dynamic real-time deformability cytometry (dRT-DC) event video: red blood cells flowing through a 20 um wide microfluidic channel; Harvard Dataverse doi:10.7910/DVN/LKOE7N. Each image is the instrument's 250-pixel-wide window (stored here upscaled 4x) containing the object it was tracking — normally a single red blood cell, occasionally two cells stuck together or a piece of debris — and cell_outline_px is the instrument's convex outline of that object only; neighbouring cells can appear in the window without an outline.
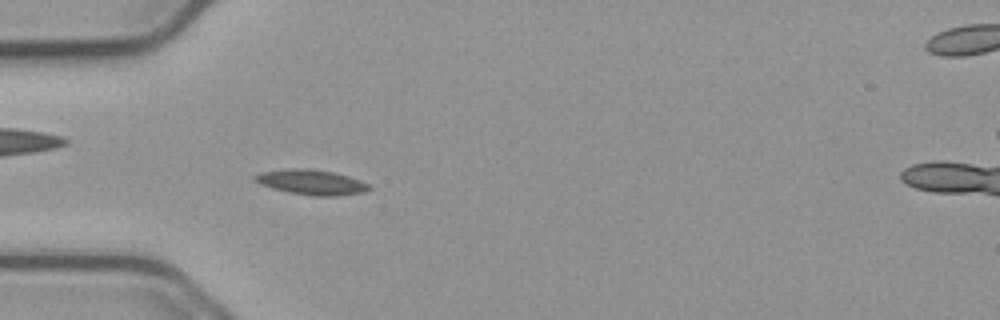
{"species": "common noctule bat (a hibernating species)", "species_latin": "Nyctalus noctula", "temperature_condition": "cold", "stored_images_in_passage": 55, "camera_frame_rate_fps": 3000, "um_per_image_px": 0.085, "animal": {"sex": "male", "body_mass_g": 23.1, "forearm_length_mm": 52.7}, "frame": {"image": 1, "passage_image": 17, "time_ms": 5.333, "image_size_px": [1000, 320], "cell_outline_px": [[372, 188], [364, 192], [336, 196], [312, 196], [288, 192], [272, 188], [260, 184], [252, 180], [252, 176], [260, 172], [292, 168], [308, 168], [332, 172], [348, 176], [360, 180], [368, 184]], "centroid_in_image_um": [26.43, 15.49], "position_along_channel_um": 58.6, "area_um2": 16.76}}
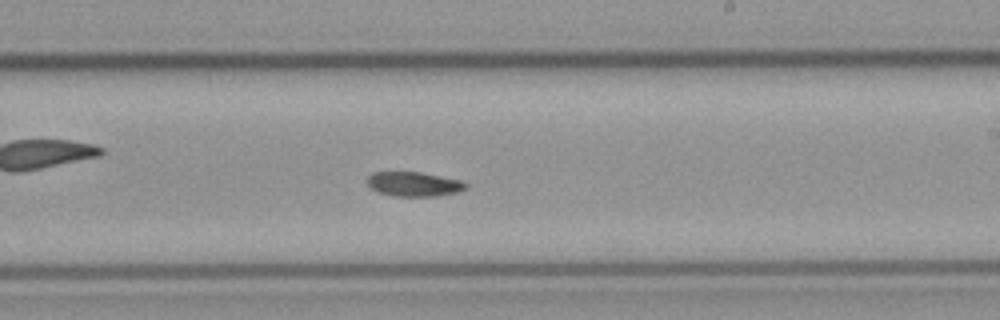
{"frame": {"image": 2, "passage_image": 33, "time_ms": 10.667, "image_size_px": [1000, 320], "cell_outline_px": [[468, 188], [456, 192], [436, 196], [392, 196], [376, 192], [368, 184], [368, 176], [372, 172], [420, 172], [464, 180], [468, 184]], "centroid_in_image_um": [35.21, 15.64], "position_along_channel_um": 253.8, "area_um2": 14.22}}
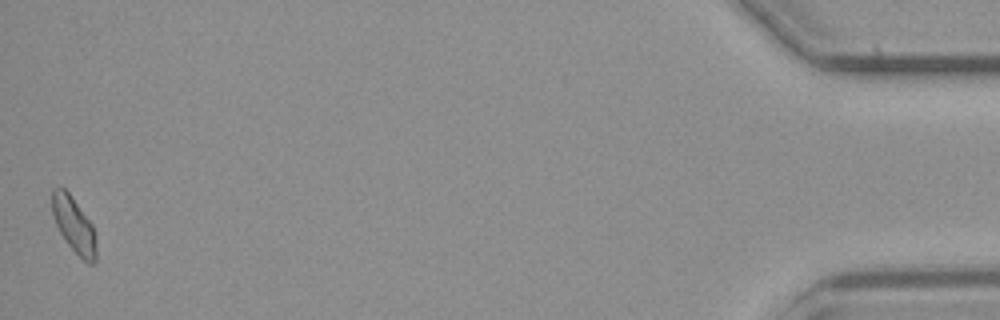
{"frame": {"image": 3, "passage_image": 55, "time_ms": 18.0, "image_size_px": [1000, 320], "cell_outline_px": [[96, 260], [92, 264], [88, 264], [68, 244], [60, 232], [56, 224], [52, 212], [52, 188], [60, 184], [68, 192], [92, 224], [96, 244]], "centroid_in_image_um": [6.26, 19.09], "position_along_channel_um": 428.9, "area_um2": 14.1}, "authors_computed_cell_mechanics": {"area_um2": 14.5078, "velocity_mm_per_s": 3.7202, "shape_relaxation_time_tau1_ms": 6.1661, "shape_relaxation_time_tau2_ms": null, "deformation_change_tau1": 0.1425, "deformation_change_tau2": null}}